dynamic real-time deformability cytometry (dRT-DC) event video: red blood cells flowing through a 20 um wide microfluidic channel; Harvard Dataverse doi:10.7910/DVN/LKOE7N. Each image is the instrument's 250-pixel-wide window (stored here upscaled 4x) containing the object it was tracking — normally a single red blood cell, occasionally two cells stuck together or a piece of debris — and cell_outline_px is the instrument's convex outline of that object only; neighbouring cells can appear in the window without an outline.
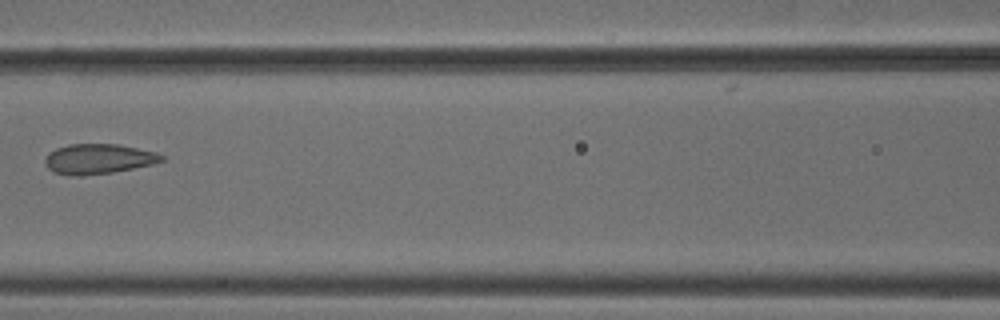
{"species": "common noctule bat (a hibernating species)", "species_latin": "Nyctalus noctula", "temperature_condition": "cold", "stored_images_in_passage": 8, "camera_frame_rate_fps": 3000, "um_per_image_px": 0.085, "animal": {"sex": "male", "body_mass_g": 18.8}, "frame": {"image": 1, "passage_image": 7, "time_ms": 2.0, "image_size_px": [1000, 320], "cell_outline_px": [[164, 160], [152, 164], [112, 172], [80, 176], [72, 176], [56, 172], [48, 168], [44, 164], [44, 160], [48, 152], [56, 148], [68, 144], [120, 144], [156, 152], [164, 156]], "centroid_in_image_um": [8.34, 13.5], "position_along_channel_um": 158.3, "area_um2": 20.4}}